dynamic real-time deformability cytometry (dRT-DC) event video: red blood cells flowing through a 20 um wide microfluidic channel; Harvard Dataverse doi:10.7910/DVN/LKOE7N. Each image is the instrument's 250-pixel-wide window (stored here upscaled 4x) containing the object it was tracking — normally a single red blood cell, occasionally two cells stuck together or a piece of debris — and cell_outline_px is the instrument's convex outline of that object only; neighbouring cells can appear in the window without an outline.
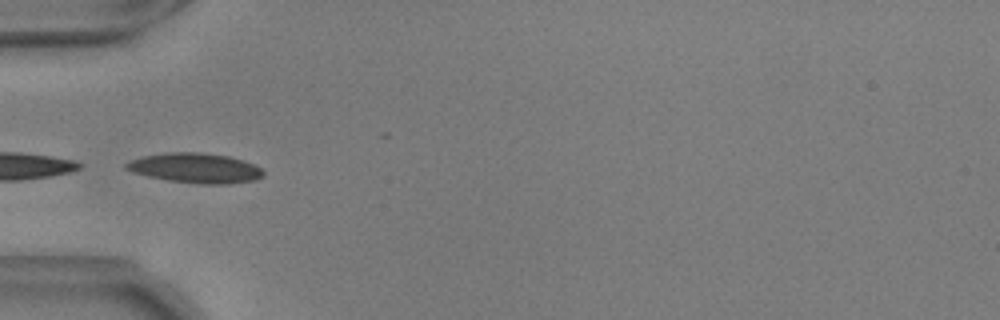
{"species": "common noctule bat (a hibernating species)", "species_latin": "Nyctalus noctula", "temperature_condition": "warm", "stored_images_in_passage": 16, "camera_frame_rate_fps": 3000, "um_per_image_px": 0.085, "animal": {"sex": "male", "body_mass_g": 17.9, "forearm_length_mm": 54.2}, "frame": {"image": 1, "passage_image": 1, "time_ms": 0.0, "image_size_px": [1000, 320], "cell_outline_px": [[264, 176], [256, 180], [228, 184], [200, 184], [168, 180], [148, 176], [132, 172], [124, 168], [124, 164], [132, 160], [144, 156], [168, 152], [200, 152], [228, 156], [244, 160], [260, 168], [264, 172]], "centroid_in_image_um": [16.62, 14.29], "position_along_channel_um": 68.4, "area_um2": 23.87}}